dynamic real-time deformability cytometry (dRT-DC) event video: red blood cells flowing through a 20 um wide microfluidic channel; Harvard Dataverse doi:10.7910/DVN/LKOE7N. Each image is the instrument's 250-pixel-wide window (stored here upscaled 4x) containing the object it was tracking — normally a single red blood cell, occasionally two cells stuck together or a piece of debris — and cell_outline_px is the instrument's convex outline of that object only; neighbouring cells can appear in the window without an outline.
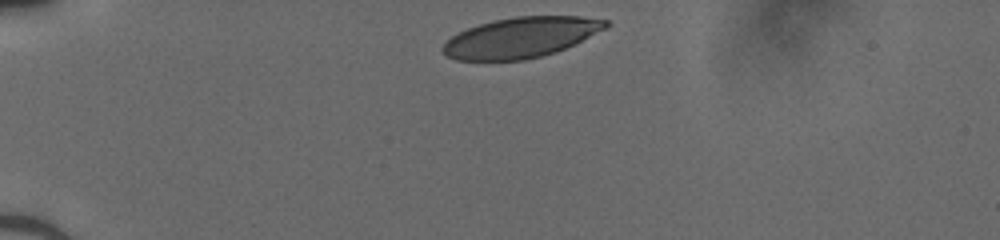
{"species": "human", "species_latin": "Homo sapiens", "temperature_condition": "cold", "stored_images_in_passage": 19, "camera_frame_rate_fps": 3000, "um_per_image_px": 0.085, "donor": {"sex": "male"}, "frame": {"image": 1, "passage_image": 1, "time_ms": 0.0, "image_size_px": [1000, 240], "cell_outline_px": [[612, 24], [608, 28], [556, 52], [524, 60], [456, 60], [440, 52], [440, 48], [452, 36], [468, 28], [492, 20], [516, 16], [580, 16], [608, 20]], "centroid_in_image_um": [44.3, 3.18], "position_along_channel_um": 40.7, "area_um2": 38.38}}
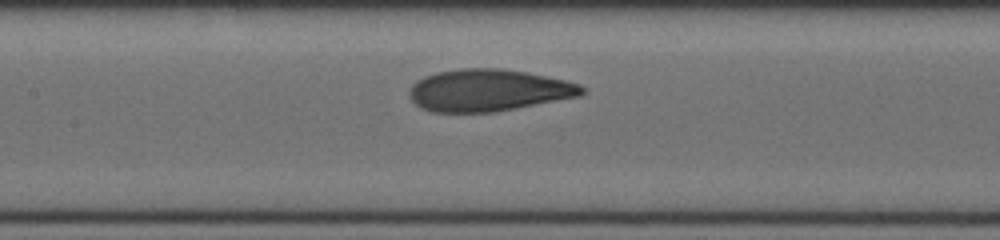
{"frame": {"image": 2, "passage_image": 14, "time_ms": 4.333, "image_size_px": [1000, 240], "cell_outline_px": [[588, 92], [580, 96], [496, 112], [432, 112], [420, 108], [408, 96], [408, 92], [412, 84], [416, 80], [424, 76], [436, 72], [460, 68], [500, 68], [524, 72], [564, 80], [580, 84], [588, 88]], "centroid_in_image_um": [41.51, 7.68], "position_along_channel_um": 165.9, "area_um2": 42.54}}
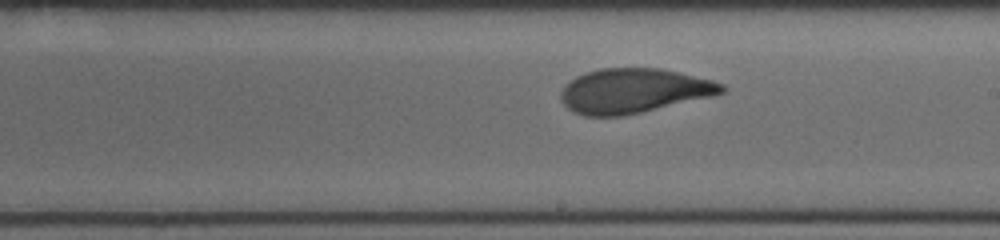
{"frame": {"image": 3, "passage_image": 19, "time_ms": 6.0, "image_size_px": [1000, 240], "cell_outline_px": [[724, 92], [712, 96], [640, 112], [620, 116], [584, 116], [572, 112], [560, 100], [560, 92], [564, 84], [576, 76], [584, 72], [600, 68], [660, 68], [712, 80], [724, 84]], "centroid_in_image_um": [53.79, 7.71], "position_along_channel_um": 235.2, "area_um2": 41.73}}